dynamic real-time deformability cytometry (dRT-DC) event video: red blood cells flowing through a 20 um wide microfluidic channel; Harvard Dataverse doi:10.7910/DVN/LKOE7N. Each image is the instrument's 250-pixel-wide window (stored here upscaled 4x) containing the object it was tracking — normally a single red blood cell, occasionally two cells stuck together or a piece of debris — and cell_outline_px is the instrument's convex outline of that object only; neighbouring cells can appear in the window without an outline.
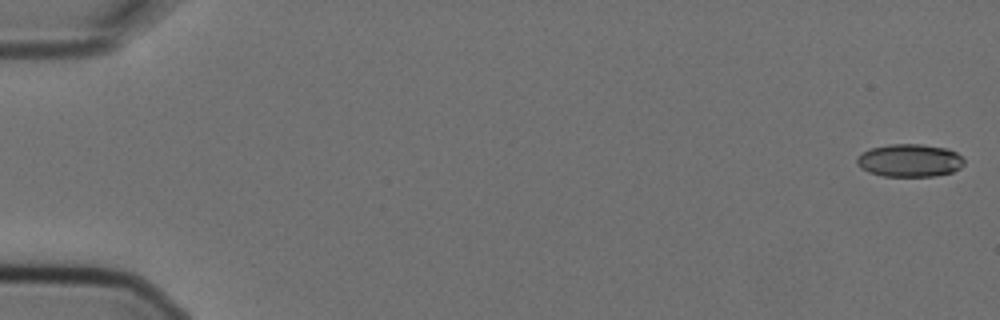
{"species": "Egyptian fruit bat (a non-hibernating species)", "species_latin": "Rousettus aegyptiacus", "temperature_condition": "cold", "stored_images_in_passage": 6, "camera_frame_rate_fps": 3000, "um_per_image_px": 0.085, "animal": {"sex": "female"}, "frame": {"image": 1, "passage_image": 1, "time_ms": 0.0, "image_size_px": [1000, 320], "cell_outline_px": [[964, 164], [960, 168], [952, 172], [936, 176], [884, 176], [868, 172], [860, 168], [856, 164], [856, 156], [872, 148], [888, 144], [920, 144], [948, 148], [956, 152], [964, 160]], "centroid_in_image_um": [77.31, 13.64], "position_along_channel_um": 7.7, "area_um2": 20.63}}
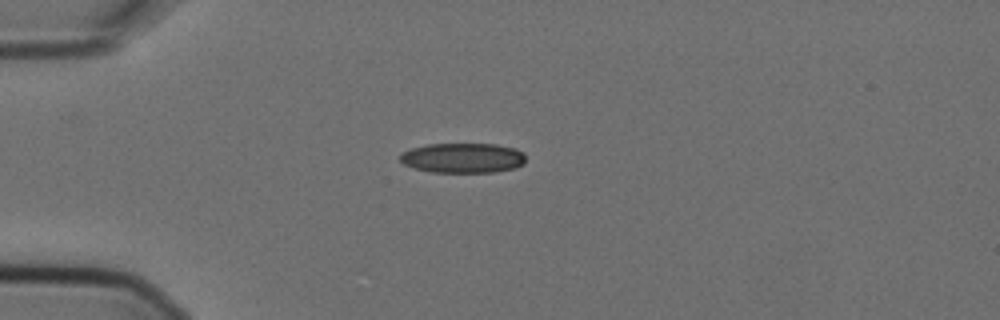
{"frame": {"image": 2, "passage_image": 5, "time_ms": 1.333, "image_size_px": [1000, 320], "cell_outline_px": [[524, 164], [516, 168], [492, 172], [432, 172], [416, 168], [404, 164], [400, 160], [400, 152], [412, 148], [428, 144], [496, 144], [516, 148], [524, 152]], "centroid_in_image_um": [39.36, 13.42], "position_along_channel_um": 45.6, "area_um2": 21.96}}